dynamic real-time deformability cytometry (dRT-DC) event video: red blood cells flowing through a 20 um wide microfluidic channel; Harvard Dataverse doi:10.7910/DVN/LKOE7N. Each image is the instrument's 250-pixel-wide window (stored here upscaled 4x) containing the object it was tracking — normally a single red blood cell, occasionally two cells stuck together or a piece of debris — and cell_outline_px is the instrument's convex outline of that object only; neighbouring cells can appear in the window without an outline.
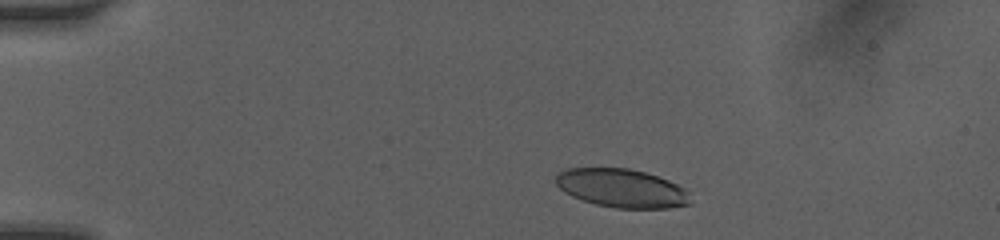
{"species": "human", "species_latin": "Homo sapiens", "temperature_condition": "room temperature", "stored_images_in_passage": 38, "camera_frame_rate_fps": 3000, "um_per_image_px": 0.085, "donor": {"sex": "female"}, "frame": {"image": 1, "passage_image": 1, "time_ms": 0.0, "image_size_px": [1000, 240], "cell_outline_px": [[692, 204], [668, 208], [616, 208], [596, 204], [572, 196], [564, 192], [556, 184], [556, 176], [560, 172], [568, 168], [628, 168], [644, 172], [668, 180], [684, 188], [688, 192]], "centroid_in_image_um": [52.86, 16.0], "position_along_channel_um": 32.1, "area_um2": 30.06}}
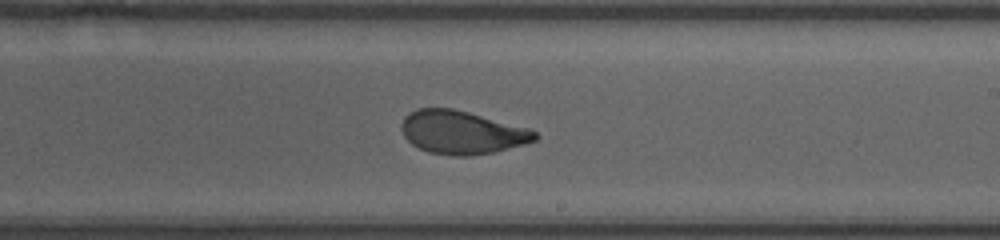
{"frame": {"image": 2, "passage_image": 20, "time_ms": 7.0, "image_size_px": [1000, 240], "cell_outline_px": [[540, 136], [536, 140], [524, 144], [496, 152], [468, 156], [452, 156], [428, 152], [412, 144], [404, 136], [400, 128], [400, 124], [404, 116], [416, 108], [452, 108], [532, 128]], "centroid_in_image_um": [39.27, 11.25], "position_along_channel_um": 249.7, "area_um2": 34.04}}
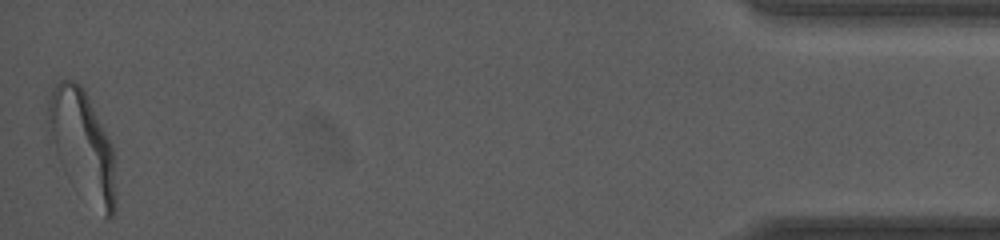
{"frame": {"image": 3, "passage_image": 38, "time_ms": 13.333, "image_size_px": [1000, 240], "cell_outline_px": [[116, 212], [108, 220], [104, 216], [60, 160], [48, 140], [48, 100], [52, 88], [60, 80], [72, 80], [80, 84], [84, 88], [112, 144], [116, 200]], "centroid_in_image_um": [7.01, 12.2], "position_along_channel_um": 428.2, "area_um2": 41.38}, "authors_computed_cell_mechanics": {"area_um2": 34.1887, "velocity_mm_per_s": 4.112, "shape_relaxation_time_tau1_ms": 3.9616, "shape_relaxation_time_tau2_ms": 0.7478, "deformation_change_tau1": 0.178, "deformation_change_tau2": 0.067}}